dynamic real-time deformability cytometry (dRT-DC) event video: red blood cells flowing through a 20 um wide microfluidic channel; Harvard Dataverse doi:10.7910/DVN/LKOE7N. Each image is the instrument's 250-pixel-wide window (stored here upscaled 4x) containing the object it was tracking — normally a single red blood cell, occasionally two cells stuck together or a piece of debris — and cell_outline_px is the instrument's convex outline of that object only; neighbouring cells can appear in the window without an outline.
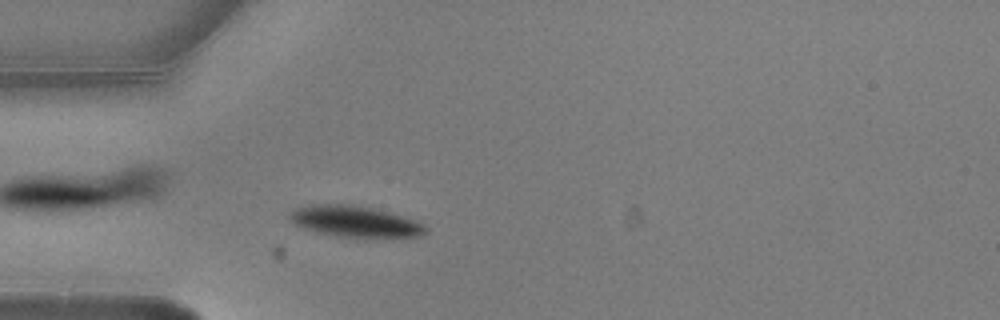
{"species": "common noctule bat (a hibernating species)", "species_latin": "Nyctalus noctula", "temperature_condition": "warm", "stored_images_in_passage": 6, "camera_frame_rate_fps": 3000, "um_per_image_px": 0.085, "animal": {"sex": "male", "body_mass_g": 20.5, "forearm_length_mm": 52.5}, "frame": {"image": 1, "passage_image": 6, "time_ms": 1.667, "image_size_px": [1000, 320], "cell_outline_px": [[428, 232], [420, 236], [368, 240], [364, 240], [332, 236], [316, 232], [304, 228], [296, 224], [288, 216], [288, 212], [296, 208], [312, 204], [352, 204], [372, 208], [388, 212], [416, 220], [428, 228]], "centroid_in_image_um": [30.22, 18.87], "position_along_channel_um": 54.8, "area_um2": 25.61}}